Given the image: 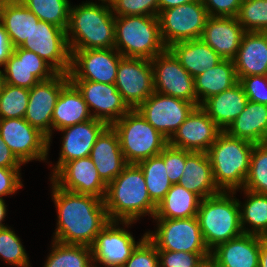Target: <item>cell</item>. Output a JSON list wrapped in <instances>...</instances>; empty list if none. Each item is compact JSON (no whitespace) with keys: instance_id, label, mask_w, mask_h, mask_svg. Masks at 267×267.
<instances>
[{"instance_id":"cell-5","label":"cell","mask_w":267,"mask_h":267,"mask_svg":"<svg viewBox=\"0 0 267 267\" xmlns=\"http://www.w3.org/2000/svg\"><path fill=\"white\" fill-rule=\"evenodd\" d=\"M235 193L221 191L201 200L196 217L210 251L243 234L239 199L235 198Z\"/></svg>"},{"instance_id":"cell-37","label":"cell","mask_w":267,"mask_h":267,"mask_svg":"<svg viewBox=\"0 0 267 267\" xmlns=\"http://www.w3.org/2000/svg\"><path fill=\"white\" fill-rule=\"evenodd\" d=\"M138 165L143 171L149 197L157 206L173 185L166 173L164 149L159 155L147 158Z\"/></svg>"},{"instance_id":"cell-13","label":"cell","mask_w":267,"mask_h":267,"mask_svg":"<svg viewBox=\"0 0 267 267\" xmlns=\"http://www.w3.org/2000/svg\"><path fill=\"white\" fill-rule=\"evenodd\" d=\"M150 61L153 68L155 92L180 98L193 103L196 107L199 106L194 77L182 67L168 48Z\"/></svg>"},{"instance_id":"cell-28","label":"cell","mask_w":267,"mask_h":267,"mask_svg":"<svg viewBox=\"0 0 267 267\" xmlns=\"http://www.w3.org/2000/svg\"><path fill=\"white\" fill-rule=\"evenodd\" d=\"M178 184L197 194L201 199L221 192L215 184L207 152H191L186 157L184 170Z\"/></svg>"},{"instance_id":"cell-51","label":"cell","mask_w":267,"mask_h":267,"mask_svg":"<svg viewBox=\"0 0 267 267\" xmlns=\"http://www.w3.org/2000/svg\"><path fill=\"white\" fill-rule=\"evenodd\" d=\"M13 52V46L10 43L5 27L0 23V67L4 66Z\"/></svg>"},{"instance_id":"cell-45","label":"cell","mask_w":267,"mask_h":267,"mask_svg":"<svg viewBox=\"0 0 267 267\" xmlns=\"http://www.w3.org/2000/svg\"><path fill=\"white\" fill-rule=\"evenodd\" d=\"M122 267H159L156 246L146 237Z\"/></svg>"},{"instance_id":"cell-56","label":"cell","mask_w":267,"mask_h":267,"mask_svg":"<svg viewBox=\"0 0 267 267\" xmlns=\"http://www.w3.org/2000/svg\"><path fill=\"white\" fill-rule=\"evenodd\" d=\"M3 84H4V81H3L2 74H1V69H0V92H1Z\"/></svg>"},{"instance_id":"cell-29","label":"cell","mask_w":267,"mask_h":267,"mask_svg":"<svg viewBox=\"0 0 267 267\" xmlns=\"http://www.w3.org/2000/svg\"><path fill=\"white\" fill-rule=\"evenodd\" d=\"M168 49L192 77L213 68L223 60L201 38L176 42Z\"/></svg>"},{"instance_id":"cell-4","label":"cell","mask_w":267,"mask_h":267,"mask_svg":"<svg viewBox=\"0 0 267 267\" xmlns=\"http://www.w3.org/2000/svg\"><path fill=\"white\" fill-rule=\"evenodd\" d=\"M255 143L230 136L222 131L209 147L213 178L220 191L234 192L243 189Z\"/></svg>"},{"instance_id":"cell-3","label":"cell","mask_w":267,"mask_h":267,"mask_svg":"<svg viewBox=\"0 0 267 267\" xmlns=\"http://www.w3.org/2000/svg\"><path fill=\"white\" fill-rule=\"evenodd\" d=\"M70 51L114 48L115 16L109 3L71 6L66 30Z\"/></svg>"},{"instance_id":"cell-57","label":"cell","mask_w":267,"mask_h":267,"mask_svg":"<svg viewBox=\"0 0 267 267\" xmlns=\"http://www.w3.org/2000/svg\"><path fill=\"white\" fill-rule=\"evenodd\" d=\"M204 267H215L210 261Z\"/></svg>"},{"instance_id":"cell-33","label":"cell","mask_w":267,"mask_h":267,"mask_svg":"<svg viewBox=\"0 0 267 267\" xmlns=\"http://www.w3.org/2000/svg\"><path fill=\"white\" fill-rule=\"evenodd\" d=\"M40 20L20 0H8L2 11L1 24L13 48L20 47Z\"/></svg>"},{"instance_id":"cell-8","label":"cell","mask_w":267,"mask_h":267,"mask_svg":"<svg viewBox=\"0 0 267 267\" xmlns=\"http://www.w3.org/2000/svg\"><path fill=\"white\" fill-rule=\"evenodd\" d=\"M153 219L157 223V228L155 233L147 232V238L157 250L211 254L196 216L187 219Z\"/></svg>"},{"instance_id":"cell-32","label":"cell","mask_w":267,"mask_h":267,"mask_svg":"<svg viewBox=\"0 0 267 267\" xmlns=\"http://www.w3.org/2000/svg\"><path fill=\"white\" fill-rule=\"evenodd\" d=\"M238 82L233 60L223 59L213 68L194 77L195 92L199 106L206 99L230 89Z\"/></svg>"},{"instance_id":"cell-40","label":"cell","mask_w":267,"mask_h":267,"mask_svg":"<svg viewBox=\"0 0 267 267\" xmlns=\"http://www.w3.org/2000/svg\"><path fill=\"white\" fill-rule=\"evenodd\" d=\"M243 189L267 194V143L254 145Z\"/></svg>"},{"instance_id":"cell-11","label":"cell","mask_w":267,"mask_h":267,"mask_svg":"<svg viewBox=\"0 0 267 267\" xmlns=\"http://www.w3.org/2000/svg\"><path fill=\"white\" fill-rule=\"evenodd\" d=\"M20 48L34 52L58 73H69L71 51L65 29L45 21H39L34 25L29 37Z\"/></svg>"},{"instance_id":"cell-49","label":"cell","mask_w":267,"mask_h":267,"mask_svg":"<svg viewBox=\"0 0 267 267\" xmlns=\"http://www.w3.org/2000/svg\"><path fill=\"white\" fill-rule=\"evenodd\" d=\"M21 168L0 167V198L14 195L23 185L21 181Z\"/></svg>"},{"instance_id":"cell-58","label":"cell","mask_w":267,"mask_h":267,"mask_svg":"<svg viewBox=\"0 0 267 267\" xmlns=\"http://www.w3.org/2000/svg\"><path fill=\"white\" fill-rule=\"evenodd\" d=\"M99 1H102V2H105V3H111L113 0H99Z\"/></svg>"},{"instance_id":"cell-22","label":"cell","mask_w":267,"mask_h":267,"mask_svg":"<svg viewBox=\"0 0 267 267\" xmlns=\"http://www.w3.org/2000/svg\"><path fill=\"white\" fill-rule=\"evenodd\" d=\"M108 125L98 119L68 126L59 131L63 133L60 157L52 166L51 177L66 163L74 159L88 157L97 137Z\"/></svg>"},{"instance_id":"cell-34","label":"cell","mask_w":267,"mask_h":267,"mask_svg":"<svg viewBox=\"0 0 267 267\" xmlns=\"http://www.w3.org/2000/svg\"><path fill=\"white\" fill-rule=\"evenodd\" d=\"M201 198L182 185L173 184L157 205L153 218L187 219L197 216Z\"/></svg>"},{"instance_id":"cell-47","label":"cell","mask_w":267,"mask_h":267,"mask_svg":"<svg viewBox=\"0 0 267 267\" xmlns=\"http://www.w3.org/2000/svg\"><path fill=\"white\" fill-rule=\"evenodd\" d=\"M238 80L248 101L267 105V76H246Z\"/></svg>"},{"instance_id":"cell-54","label":"cell","mask_w":267,"mask_h":267,"mask_svg":"<svg viewBox=\"0 0 267 267\" xmlns=\"http://www.w3.org/2000/svg\"><path fill=\"white\" fill-rule=\"evenodd\" d=\"M7 205L5 203V200L3 198H0V229L8 227V225H4L2 222H4V218L6 217L7 213Z\"/></svg>"},{"instance_id":"cell-39","label":"cell","mask_w":267,"mask_h":267,"mask_svg":"<svg viewBox=\"0 0 267 267\" xmlns=\"http://www.w3.org/2000/svg\"><path fill=\"white\" fill-rule=\"evenodd\" d=\"M30 89L4 83L0 92V119L24 118Z\"/></svg>"},{"instance_id":"cell-26","label":"cell","mask_w":267,"mask_h":267,"mask_svg":"<svg viewBox=\"0 0 267 267\" xmlns=\"http://www.w3.org/2000/svg\"><path fill=\"white\" fill-rule=\"evenodd\" d=\"M233 62L238 78L267 76V32H246Z\"/></svg>"},{"instance_id":"cell-55","label":"cell","mask_w":267,"mask_h":267,"mask_svg":"<svg viewBox=\"0 0 267 267\" xmlns=\"http://www.w3.org/2000/svg\"><path fill=\"white\" fill-rule=\"evenodd\" d=\"M8 0H0V22H1V17H2V11H3V7L5 5V3L7 2Z\"/></svg>"},{"instance_id":"cell-38","label":"cell","mask_w":267,"mask_h":267,"mask_svg":"<svg viewBox=\"0 0 267 267\" xmlns=\"http://www.w3.org/2000/svg\"><path fill=\"white\" fill-rule=\"evenodd\" d=\"M40 21L67 30L71 3L69 0H20Z\"/></svg>"},{"instance_id":"cell-36","label":"cell","mask_w":267,"mask_h":267,"mask_svg":"<svg viewBox=\"0 0 267 267\" xmlns=\"http://www.w3.org/2000/svg\"><path fill=\"white\" fill-rule=\"evenodd\" d=\"M51 252L43 267H94L90 246L52 240Z\"/></svg>"},{"instance_id":"cell-23","label":"cell","mask_w":267,"mask_h":267,"mask_svg":"<svg viewBox=\"0 0 267 267\" xmlns=\"http://www.w3.org/2000/svg\"><path fill=\"white\" fill-rule=\"evenodd\" d=\"M245 33L237 17L209 16L201 39L222 59L233 60Z\"/></svg>"},{"instance_id":"cell-31","label":"cell","mask_w":267,"mask_h":267,"mask_svg":"<svg viewBox=\"0 0 267 267\" xmlns=\"http://www.w3.org/2000/svg\"><path fill=\"white\" fill-rule=\"evenodd\" d=\"M226 132L236 138L258 143L267 140V105L248 101L244 111L233 121Z\"/></svg>"},{"instance_id":"cell-21","label":"cell","mask_w":267,"mask_h":267,"mask_svg":"<svg viewBox=\"0 0 267 267\" xmlns=\"http://www.w3.org/2000/svg\"><path fill=\"white\" fill-rule=\"evenodd\" d=\"M50 178L63 190L93 195L103 200L105 198L107 185L100 178L89 156L66 162Z\"/></svg>"},{"instance_id":"cell-41","label":"cell","mask_w":267,"mask_h":267,"mask_svg":"<svg viewBox=\"0 0 267 267\" xmlns=\"http://www.w3.org/2000/svg\"><path fill=\"white\" fill-rule=\"evenodd\" d=\"M237 19L246 32H267V0H242Z\"/></svg>"},{"instance_id":"cell-9","label":"cell","mask_w":267,"mask_h":267,"mask_svg":"<svg viewBox=\"0 0 267 267\" xmlns=\"http://www.w3.org/2000/svg\"><path fill=\"white\" fill-rule=\"evenodd\" d=\"M158 18L161 38L168 48L176 42L201 38L209 15L202 0H196L162 10Z\"/></svg>"},{"instance_id":"cell-48","label":"cell","mask_w":267,"mask_h":267,"mask_svg":"<svg viewBox=\"0 0 267 267\" xmlns=\"http://www.w3.org/2000/svg\"><path fill=\"white\" fill-rule=\"evenodd\" d=\"M209 16L237 17L242 0H202Z\"/></svg>"},{"instance_id":"cell-42","label":"cell","mask_w":267,"mask_h":267,"mask_svg":"<svg viewBox=\"0 0 267 267\" xmlns=\"http://www.w3.org/2000/svg\"><path fill=\"white\" fill-rule=\"evenodd\" d=\"M10 227L0 229V258L16 267H31L20 238Z\"/></svg>"},{"instance_id":"cell-16","label":"cell","mask_w":267,"mask_h":267,"mask_svg":"<svg viewBox=\"0 0 267 267\" xmlns=\"http://www.w3.org/2000/svg\"><path fill=\"white\" fill-rule=\"evenodd\" d=\"M122 57L115 48L71 51L69 79L115 84Z\"/></svg>"},{"instance_id":"cell-12","label":"cell","mask_w":267,"mask_h":267,"mask_svg":"<svg viewBox=\"0 0 267 267\" xmlns=\"http://www.w3.org/2000/svg\"><path fill=\"white\" fill-rule=\"evenodd\" d=\"M0 135L22 164L36 159L47 162L49 138L24 118L0 119Z\"/></svg>"},{"instance_id":"cell-20","label":"cell","mask_w":267,"mask_h":267,"mask_svg":"<svg viewBox=\"0 0 267 267\" xmlns=\"http://www.w3.org/2000/svg\"><path fill=\"white\" fill-rule=\"evenodd\" d=\"M222 130L200 107H195L168 140L172 147L190 152H207Z\"/></svg>"},{"instance_id":"cell-24","label":"cell","mask_w":267,"mask_h":267,"mask_svg":"<svg viewBox=\"0 0 267 267\" xmlns=\"http://www.w3.org/2000/svg\"><path fill=\"white\" fill-rule=\"evenodd\" d=\"M261 236L243 233L217 245L210 254L215 267H259Z\"/></svg>"},{"instance_id":"cell-2","label":"cell","mask_w":267,"mask_h":267,"mask_svg":"<svg viewBox=\"0 0 267 267\" xmlns=\"http://www.w3.org/2000/svg\"><path fill=\"white\" fill-rule=\"evenodd\" d=\"M104 204L110 221L137 222L142 216H155L157 206L149 197L143 171L127 164L107 185Z\"/></svg>"},{"instance_id":"cell-1","label":"cell","mask_w":267,"mask_h":267,"mask_svg":"<svg viewBox=\"0 0 267 267\" xmlns=\"http://www.w3.org/2000/svg\"><path fill=\"white\" fill-rule=\"evenodd\" d=\"M51 184L58 217L53 240L91 246L110 221L103 199L63 190L52 180Z\"/></svg>"},{"instance_id":"cell-52","label":"cell","mask_w":267,"mask_h":267,"mask_svg":"<svg viewBox=\"0 0 267 267\" xmlns=\"http://www.w3.org/2000/svg\"><path fill=\"white\" fill-rule=\"evenodd\" d=\"M158 1H159V13H160L162 10L187 4L196 0H158Z\"/></svg>"},{"instance_id":"cell-44","label":"cell","mask_w":267,"mask_h":267,"mask_svg":"<svg viewBox=\"0 0 267 267\" xmlns=\"http://www.w3.org/2000/svg\"><path fill=\"white\" fill-rule=\"evenodd\" d=\"M159 267H204L210 260V254L175 252L158 250Z\"/></svg>"},{"instance_id":"cell-18","label":"cell","mask_w":267,"mask_h":267,"mask_svg":"<svg viewBox=\"0 0 267 267\" xmlns=\"http://www.w3.org/2000/svg\"><path fill=\"white\" fill-rule=\"evenodd\" d=\"M70 81L81 92L92 117L105 122L108 126L121 119L130 110L115 84L89 80Z\"/></svg>"},{"instance_id":"cell-50","label":"cell","mask_w":267,"mask_h":267,"mask_svg":"<svg viewBox=\"0 0 267 267\" xmlns=\"http://www.w3.org/2000/svg\"><path fill=\"white\" fill-rule=\"evenodd\" d=\"M23 165L11 152L5 141L0 135V167L2 168H21Z\"/></svg>"},{"instance_id":"cell-14","label":"cell","mask_w":267,"mask_h":267,"mask_svg":"<svg viewBox=\"0 0 267 267\" xmlns=\"http://www.w3.org/2000/svg\"><path fill=\"white\" fill-rule=\"evenodd\" d=\"M195 107L189 101L154 91L136 110L169 140Z\"/></svg>"},{"instance_id":"cell-53","label":"cell","mask_w":267,"mask_h":267,"mask_svg":"<svg viewBox=\"0 0 267 267\" xmlns=\"http://www.w3.org/2000/svg\"><path fill=\"white\" fill-rule=\"evenodd\" d=\"M259 267H267V238L261 237Z\"/></svg>"},{"instance_id":"cell-43","label":"cell","mask_w":267,"mask_h":267,"mask_svg":"<svg viewBox=\"0 0 267 267\" xmlns=\"http://www.w3.org/2000/svg\"><path fill=\"white\" fill-rule=\"evenodd\" d=\"M110 5L114 16L159 15L158 0H113Z\"/></svg>"},{"instance_id":"cell-25","label":"cell","mask_w":267,"mask_h":267,"mask_svg":"<svg viewBox=\"0 0 267 267\" xmlns=\"http://www.w3.org/2000/svg\"><path fill=\"white\" fill-rule=\"evenodd\" d=\"M89 157L106 185L111 183L127 165L118 135L112 126H107L97 137Z\"/></svg>"},{"instance_id":"cell-7","label":"cell","mask_w":267,"mask_h":267,"mask_svg":"<svg viewBox=\"0 0 267 267\" xmlns=\"http://www.w3.org/2000/svg\"><path fill=\"white\" fill-rule=\"evenodd\" d=\"M127 164H138L159 155L168 139L157 131L136 109H130L112 125Z\"/></svg>"},{"instance_id":"cell-19","label":"cell","mask_w":267,"mask_h":267,"mask_svg":"<svg viewBox=\"0 0 267 267\" xmlns=\"http://www.w3.org/2000/svg\"><path fill=\"white\" fill-rule=\"evenodd\" d=\"M1 70L4 83L27 89L33 88L40 81H46L58 72L34 52L20 47L13 52Z\"/></svg>"},{"instance_id":"cell-6","label":"cell","mask_w":267,"mask_h":267,"mask_svg":"<svg viewBox=\"0 0 267 267\" xmlns=\"http://www.w3.org/2000/svg\"><path fill=\"white\" fill-rule=\"evenodd\" d=\"M114 48L123 57L152 60L167 49L161 38L159 18L115 16Z\"/></svg>"},{"instance_id":"cell-46","label":"cell","mask_w":267,"mask_h":267,"mask_svg":"<svg viewBox=\"0 0 267 267\" xmlns=\"http://www.w3.org/2000/svg\"><path fill=\"white\" fill-rule=\"evenodd\" d=\"M190 151L170 146L164 148V164L166 173L172 184H177L182 176L186 157Z\"/></svg>"},{"instance_id":"cell-30","label":"cell","mask_w":267,"mask_h":267,"mask_svg":"<svg viewBox=\"0 0 267 267\" xmlns=\"http://www.w3.org/2000/svg\"><path fill=\"white\" fill-rule=\"evenodd\" d=\"M87 103L77 87L69 81L62 89L52 116L56 131L92 119Z\"/></svg>"},{"instance_id":"cell-27","label":"cell","mask_w":267,"mask_h":267,"mask_svg":"<svg viewBox=\"0 0 267 267\" xmlns=\"http://www.w3.org/2000/svg\"><path fill=\"white\" fill-rule=\"evenodd\" d=\"M248 102L241 84L206 99L200 107L222 130L226 131L233 121L244 111Z\"/></svg>"},{"instance_id":"cell-10","label":"cell","mask_w":267,"mask_h":267,"mask_svg":"<svg viewBox=\"0 0 267 267\" xmlns=\"http://www.w3.org/2000/svg\"><path fill=\"white\" fill-rule=\"evenodd\" d=\"M133 223L135 222L109 221L97 234L94 243L90 246L94 267H98L96 265L98 263L104 267H122L126 263L136 247L147 237L145 232L136 242L131 232L125 229ZM121 224L124 229L119 226Z\"/></svg>"},{"instance_id":"cell-15","label":"cell","mask_w":267,"mask_h":267,"mask_svg":"<svg viewBox=\"0 0 267 267\" xmlns=\"http://www.w3.org/2000/svg\"><path fill=\"white\" fill-rule=\"evenodd\" d=\"M117 91L130 109H136L155 90L151 61L122 57L115 79Z\"/></svg>"},{"instance_id":"cell-35","label":"cell","mask_w":267,"mask_h":267,"mask_svg":"<svg viewBox=\"0 0 267 267\" xmlns=\"http://www.w3.org/2000/svg\"><path fill=\"white\" fill-rule=\"evenodd\" d=\"M241 190L247 199L244 204L239 201L243 233L265 237L267 235V194ZM246 224L251 228H246Z\"/></svg>"},{"instance_id":"cell-17","label":"cell","mask_w":267,"mask_h":267,"mask_svg":"<svg viewBox=\"0 0 267 267\" xmlns=\"http://www.w3.org/2000/svg\"><path fill=\"white\" fill-rule=\"evenodd\" d=\"M70 81L69 75L58 73L53 78L40 81L30 89L29 103L24 119L52 141V116L61 89Z\"/></svg>"}]
</instances>
